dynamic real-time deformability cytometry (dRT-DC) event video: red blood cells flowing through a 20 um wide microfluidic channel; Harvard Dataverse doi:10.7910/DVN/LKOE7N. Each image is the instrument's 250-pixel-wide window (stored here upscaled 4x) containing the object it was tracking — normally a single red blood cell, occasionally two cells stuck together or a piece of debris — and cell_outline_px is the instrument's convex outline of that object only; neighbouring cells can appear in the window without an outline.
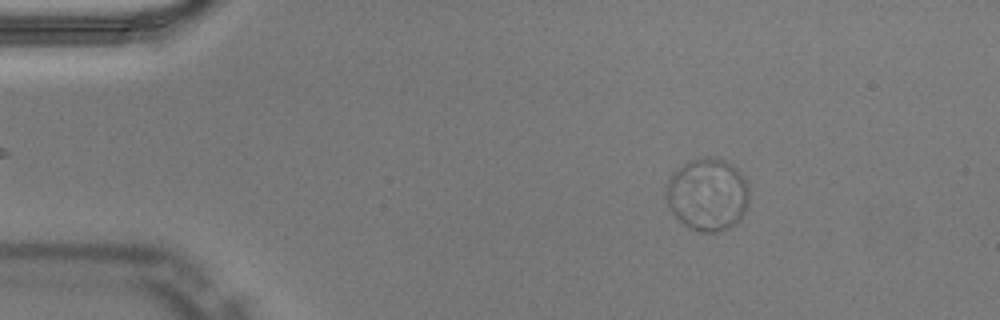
{"species": "Egyptian fruit bat (a non-hibernating species)", "species_latin": "Rousettus aegyptiacus", "temperature_condition": "warm", "stored_images_in_passage": 50, "camera_frame_rate_fps": 3000, "um_per_image_px": 0.085, "animal": {"sex": "male"}, "frame": {"image": 1, "passage_image": 7, "time_ms": 2.0, "image_size_px": [1000, 320], "cell_outline_px": [[748, 204], [740, 220], [728, 228], [716, 232], [700, 232], [684, 224], [672, 212], [664, 196], [664, 192], [668, 180], [688, 160], [704, 156], [708, 156], [724, 160], [736, 168], [740, 172], [748, 188]], "centroid_in_image_um": [60.13, 16.53], "position_along_channel_um": 24.9, "area_um2": 34.97}}
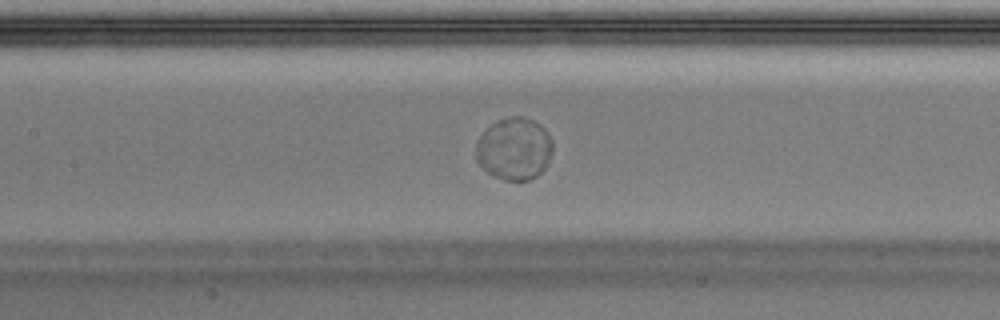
{"frame": {"image": 2, "passage_image": 23, "time_ms": 7.333, "image_size_px": [1000, 320], "cell_outline_px": [[552, 152], [548, 164], [536, 176], [528, 180], [504, 180], [492, 176], [476, 160], [476, 144], [480, 136], [496, 120], [512, 116], [524, 116], [540, 124], [544, 128], [552, 140]], "centroid_in_image_um": [43.72, 12.64], "position_along_channel_um": 163.7, "area_um2": 27.86}}
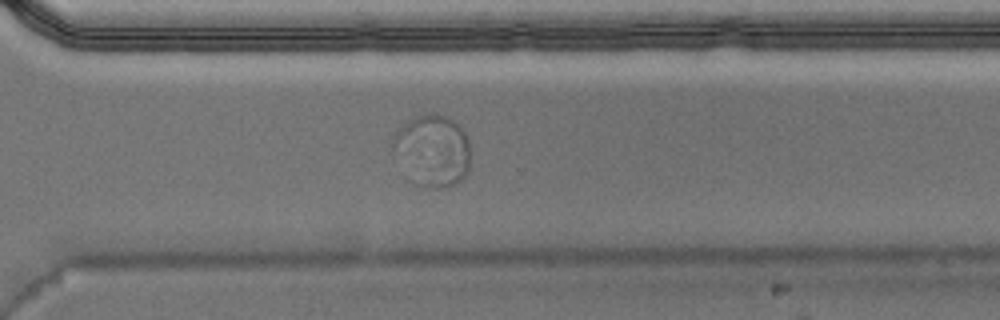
{"frame": {"image": 3, "passage_image": 36, "time_ms": 11.667, "image_size_px": [1000, 320], "cell_outline_px": [[468, 172], [456, 184], [448, 188], [424, 188], [408, 180], [404, 176], [392, 148], [392, 140], [396, 132], [408, 120], [416, 116], [448, 116], [464, 132], [468, 140]], "centroid_in_image_um": [36.7, 12.88], "position_along_channel_um": 333.9, "area_um2": 32.48}}